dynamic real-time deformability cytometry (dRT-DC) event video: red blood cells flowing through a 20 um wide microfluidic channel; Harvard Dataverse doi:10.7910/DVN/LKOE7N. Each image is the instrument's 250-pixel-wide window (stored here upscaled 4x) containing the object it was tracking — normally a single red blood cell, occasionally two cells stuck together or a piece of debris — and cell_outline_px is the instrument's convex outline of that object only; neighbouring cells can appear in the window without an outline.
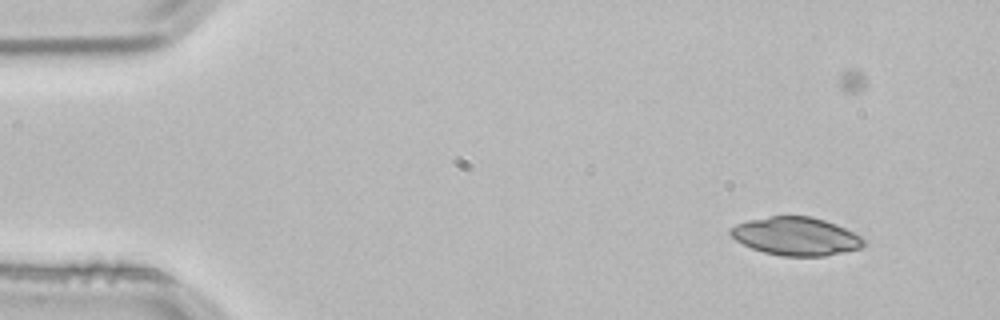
{"species": "common noctule bat (a hibernating species)", "species_latin": "Nyctalus noctula", "temperature_condition": "room temperature", "stored_images_in_passage": 3, "camera_frame_rate_fps": 3000, "um_per_image_px": 0.085, "animal": {"sex": "male", "body_mass_g": 21.5, "forearm_length_mm": 52.0}, "frame": {"image": 1, "passage_image": 2, "time_ms": 0.333, "image_size_px": [1000, 320], "cell_outline_px": [[864, 244], [860, 248], [844, 252], [824, 256], [780, 256], [764, 252], [752, 248], [736, 240], [728, 232], [736, 224], [748, 220], [768, 216], [812, 216], [836, 224], [860, 236], [864, 240]], "centroid_in_image_um": [67.64, 20.08], "position_along_channel_um": 17.4, "area_um2": 29.48}}